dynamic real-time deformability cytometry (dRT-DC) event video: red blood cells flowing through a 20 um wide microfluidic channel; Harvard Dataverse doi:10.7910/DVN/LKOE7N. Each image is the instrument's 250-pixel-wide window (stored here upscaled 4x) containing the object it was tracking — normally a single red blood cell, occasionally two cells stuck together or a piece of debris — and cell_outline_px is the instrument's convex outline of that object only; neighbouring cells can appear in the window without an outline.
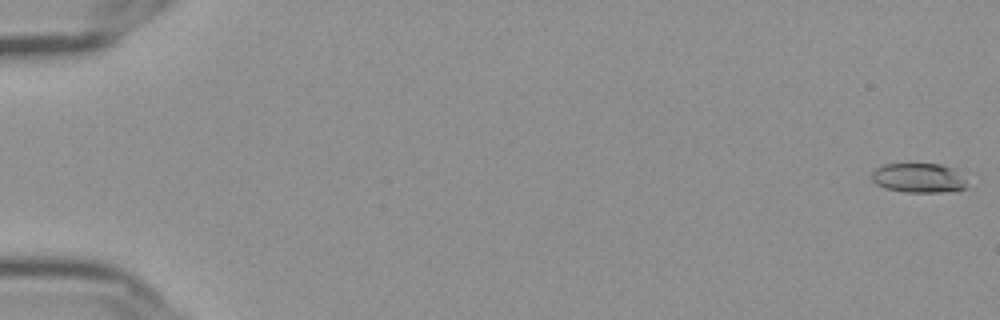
{"species": "Egyptian fruit bat (a non-hibernating species)", "species_latin": "Rousettus aegyptiacus", "temperature_condition": "cold", "stored_images_in_passage": 57, "camera_frame_rate_fps": 3000, "um_per_image_px": 0.085, "frame": {"image": 1, "passage_image": 1, "time_ms": 0.0, "image_size_px": [1000, 320], "cell_outline_px": [[968, 188], [940, 192], [904, 192], [884, 188], [876, 184], [872, 180], [872, 172], [876, 168], [884, 164], [940, 164], [968, 168]], "centroid_in_image_um": [78.28, 15.1], "position_along_channel_um": 6.7, "area_um2": 17.4}}
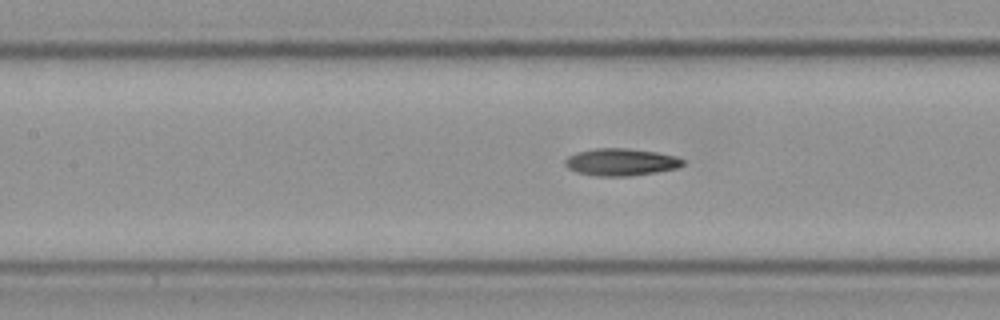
{"frame": {"image": 2, "passage_image": 27, "time_ms": 8.667, "image_size_px": [1000, 320], "cell_outline_px": [[684, 164], [676, 168], [656, 172], [632, 176], [596, 176], [576, 172], [568, 168], [564, 164], [564, 160], [568, 156], [576, 152], [592, 148], [628, 148], [656, 152], [676, 156], [684, 160]], "centroid_in_image_um": [52.74, 13.77], "position_along_channel_um": 154.7, "area_um2": 18.84}}
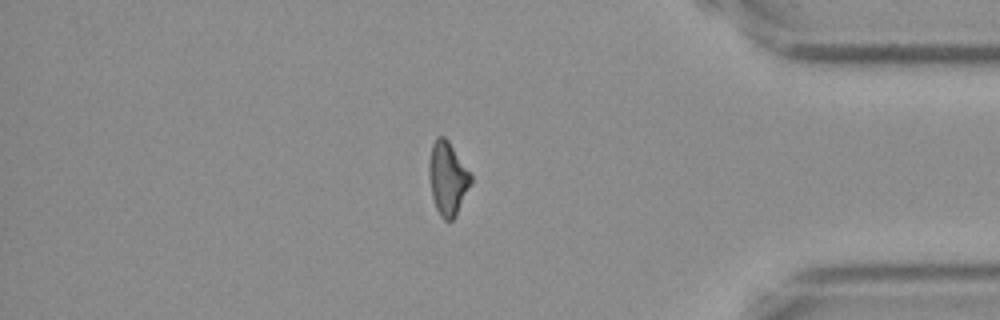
{"frame": {"image": 3, "passage_image": 49, "time_ms": 16.0, "image_size_px": [1000, 320], "cell_outline_px": [[472, 184], [456, 216], [452, 220], [444, 220], [440, 216], [436, 208], [432, 196], [428, 172], [428, 164], [432, 144], [436, 136], [444, 136], [448, 140], [472, 176]], "centroid_in_image_um": [38.05, 15.17], "position_along_channel_um": 397.2, "area_um2": 17.98}, "authors_computed_cell_mechanics": {"area_um2": 17.918, "velocity_mm_per_s": 3.6547, "shape_relaxation_time_tau1_ms": 7.8636, "shape_relaxation_time_tau2_ms": 8.5918, "deformation_change_tau1": 0.1819, "deformation_change_tau2": 0.1767}}